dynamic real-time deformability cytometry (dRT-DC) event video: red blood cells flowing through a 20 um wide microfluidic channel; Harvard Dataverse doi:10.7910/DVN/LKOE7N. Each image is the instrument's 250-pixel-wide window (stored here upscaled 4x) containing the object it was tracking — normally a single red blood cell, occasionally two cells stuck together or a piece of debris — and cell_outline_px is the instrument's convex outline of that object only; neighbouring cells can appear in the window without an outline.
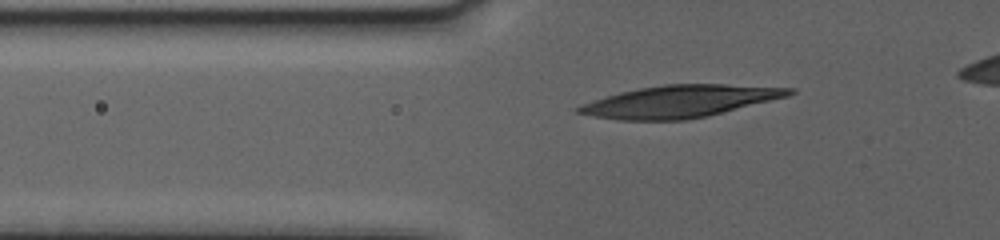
{"species": "human", "species_latin": "Homo sapiens", "temperature_condition": "warm", "stored_images_in_passage": 42, "camera_frame_rate_fps": 3000, "um_per_image_px": 0.085, "donor": {"sex": "female"}, "frame": {"image": 1, "passage_image": 2, "time_ms": 0.333, "image_size_px": [1000, 240], "cell_outline_px": [[796, 92], [788, 96], [708, 116], [684, 120], [620, 120], [596, 116], [576, 112], [576, 108], [584, 104], [620, 92], [640, 88], [664, 84], [724, 84], [796, 88]], "centroid_in_image_um": [57.87, 8.61], "position_along_channel_um": 67.9, "area_um2": 38.9}}
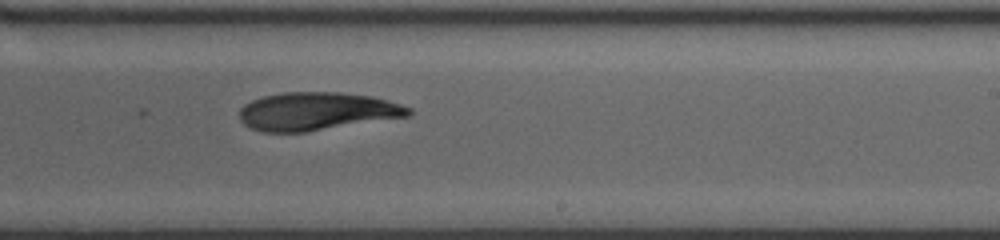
{"frame": {"image": 2, "passage_image": 21, "time_ms": 6.667, "image_size_px": [1000, 240], "cell_outline_px": [[412, 112], [408, 116], [304, 132], [260, 132], [244, 124], [240, 120], [240, 108], [244, 104], [252, 100], [264, 96], [284, 92], [340, 92], [372, 96], [388, 100], [412, 108]], "centroid_in_image_um": [26.92, 9.45], "position_along_channel_um": 262.1, "area_um2": 37.4}}
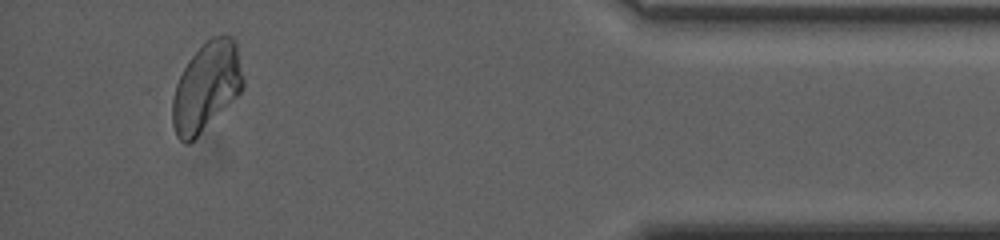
{"frame": {"image": 3, "passage_image": 39, "time_ms": 12.667, "image_size_px": [1000, 240], "cell_outline_px": [[244, 88], [188, 144], [184, 144], [176, 136], [172, 124], [172, 100], [176, 84], [188, 60], [212, 36], [224, 32], [232, 36], [236, 40], [244, 80]], "centroid_in_image_um": [17.55, 7.32], "position_along_channel_um": 417.7, "area_um2": 36.24}}